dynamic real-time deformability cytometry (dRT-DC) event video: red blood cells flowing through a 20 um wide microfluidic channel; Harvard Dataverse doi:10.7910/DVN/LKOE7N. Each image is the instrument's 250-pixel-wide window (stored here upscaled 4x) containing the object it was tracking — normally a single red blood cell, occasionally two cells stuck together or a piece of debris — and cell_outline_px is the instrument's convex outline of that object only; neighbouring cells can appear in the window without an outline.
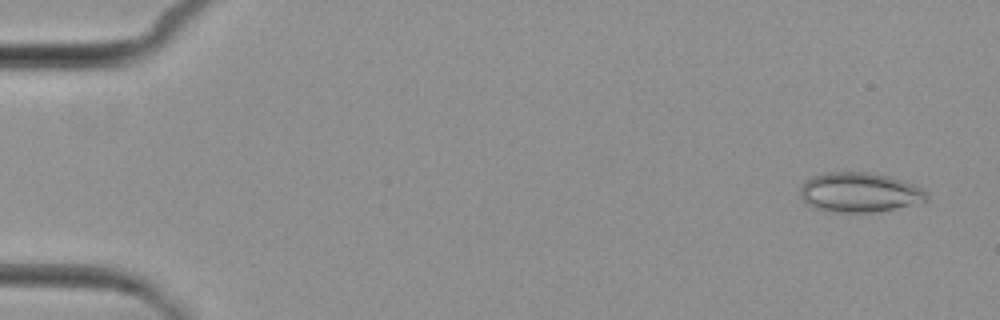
{"species": "common noctule bat (a hibernating species)", "species_latin": "Nyctalus noctula", "temperature_condition": "cold", "stored_images_in_passage": 5, "camera_frame_rate_fps": 3000, "um_per_image_px": 0.085, "animal": {"sex": "female", "body_mass_g": 29.2, "forearm_length_mm": 56.3}, "frame": {"image": 1, "passage_image": 1, "time_ms": 0.0, "image_size_px": [1000, 320], "cell_outline_px": [[928, 200], [896, 208], [876, 212], [832, 212], [816, 208], [804, 204], [800, 196], [800, 188], [812, 176], [824, 172], [864, 172], [888, 176], [916, 184], [924, 188]], "centroid_in_image_um": [73.04, 16.35], "position_along_channel_um": 12.0, "area_um2": 29.3}}